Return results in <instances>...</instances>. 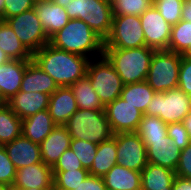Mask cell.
<instances>
[{
  "mask_svg": "<svg viewBox=\"0 0 191 190\" xmlns=\"http://www.w3.org/2000/svg\"><path fill=\"white\" fill-rule=\"evenodd\" d=\"M32 59L55 81L58 87H70L79 79L85 77L91 60L55 48L49 43L35 52Z\"/></svg>",
  "mask_w": 191,
  "mask_h": 190,
  "instance_id": "1",
  "label": "cell"
},
{
  "mask_svg": "<svg viewBox=\"0 0 191 190\" xmlns=\"http://www.w3.org/2000/svg\"><path fill=\"white\" fill-rule=\"evenodd\" d=\"M55 48L91 59V55H103L104 40L83 20L70 19L68 23L49 38Z\"/></svg>",
  "mask_w": 191,
  "mask_h": 190,
  "instance_id": "2",
  "label": "cell"
},
{
  "mask_svg": "<svg viewBox=\"0 0 191 190\" xmlns=\"http://www.w3.org/2000/svg\"><path fill=\"white\" fill-rule=\"evenodd\" d=\"M155 51L148 46L132 49L104 48L103 55L126 85L146 80Z\"/></svg>",
  "mask_w": 191,
  "mask_h": 190,
  "instance_id": "3",
  "label": "cell"
},
{
  "mask_svg": "<svg viewBox=\"0 0 191 190\" xmlns=\"http://www.w3.org/2000/svg\"><path fill=\"white\" fill-rule=\"evenodd\" d=\"M64 126L72 139H82L97 145L113 136L104 110L78 109Z\"/></svg>",
  "mask_w": 191,
  "mask_h": 190,
  "instance_id": "4",
  "label": "cell"
},
{
  "mask_svg": "<svg viewBox=\"0 0 191 190\" xmlns=\"http://www.w3.org/2000/svg\"><path fill=\"white\" fill-rule=\"evenodd\" d=\"M181 54L169 50L155 51L146 82L157 93L178 88Z\"/></svg>",
  "mask_w": 191,
  "mask_h": 190,
  "instance_id": "5",
  "label": "cell"
},
{
  "mask_svg": "<svg viewBox=\"0 0 191 190\" xmlns=\"http://www.w3.org/2000/svg\"><path fill=\"white\" fill-rule=\"evenodd\" d=\"M92 59L89 61L86 76L101 103L106 106L120 97L124 84L104 55L100 56L98 60H95L94 57Z\"/></svg>",
  "mask_w": 191,
  "mask_h": 190,
  "instance_id": "6",
  "label": "cell"
},
{
  "mask_svg": "<svg viewBox=\"0 0 191 190\" xmlns=\"http://www.w3.org/2000/svg\"><path fill=\"white\" fill-rule=\"evenodd\" d=\"M191 111V96L175 88L155 93L144 115L156 116L166 124L182 122Z\"/></svg>",
  "mask_w": 191,
  "mask_h": 190,
  "instance_id": "7",
  "label": "cell"
},
{
  "mask_svg": "<svg viewBox=\"0 0 191 190\" xmlns=\"http://www.w3.org/2000/svg\"><path fill=\"white\" fill-rule=\"evenodd\" d=\"M146 46L140 16H113L109 36L104 40V48L132 49Z\"/></svg>",
  "mask_w": 191,
  "mask_h": 190,
  "instance_id": "8",
  "label": "cell"
},
{
  "mask_svg": "<svg viewBox=\"0 0 191 190\" xmlns=\"http://www.w3.org/2000/svg\"><path fill=\"white\" fill-rule=\"evenodd\" d=\"M5 21L32 55L49 43L35 8L7 18Z\"/></svg>",
  "mask_w": 191,
  "mask_h": 190,
  "instance_id": "9",
  "label": "cell"
},
{
  "mask_svg": "<svg viewBox=\"0 0 191 190\" xmlns=\"http://www.w3.org/2000/svg\"><path fill=\"white\" fill-rule=\"evenodd\" d=\"M117 160L116 164L130 170L141 172L146 165V146L136 132L116 133Z\"/></svg>",
  "mask_w": 191,
  "mask_h": 190,
  "instance_id": "10",
  "label": "cell"
},
{
  "mask_svg": "<svg viewBox=\"0 0 191 190\" xmlns=\"http://www.w3.org/2000/svg\"><path fill=\"white\" fill-rule=\"evenodd\" d=\"M140 21L144 30L146 46L156 51L169 50L172 26L163 18L154 5L140 16Z\"/></svg>",
  "mask_w": 191,
  "mask_h": 190,
  "instance_id": "11",
  "label": "cell"
},
{
  "mask_svg": "<svg viewBox=\"0 0 191 190\" xmlns=\"http://www.w3.org/2000/svg\"><path fill=\"white\" fill-rule=\"evenodd\" d=\"M113 134L136 132L143 113L118 97L104 108Z\"/></svg>",
  "mask_w": 191,
  "mask_h": 190,
  "instance_id": "12",
  "label": "cell"
},
{
  "mask_svg": "<svg viewBox=\"0 0 191 190\" xmlns=\"http://www.w3.org/2000/svg\"><path fill=\"white\" fill-rule=\"evenodd\" d=\"M12 185L25 189H53L52 167L43 162L22 167L16 171Z\"/></svg>",
  "mask_w": 191,
  "mask_h": 190,
  "instance_id": "13",
  "label": "cell"
},
{
  "mask_svg": "<svg viewBox=\"0 0 191 190\" xmlns=\"http://www.w3.org/2000/svg\"><path fill=\"white\" fill-rule=\"evenodd\" d=\"M143 143L146 146L148 163L176 170L181 149L171 141L168 135L165 136V140L143 141Z\"/></svg>",
  "mask_w": 191,
  "mask_h": 190,
  "instance_id": "14",
  "label": "cell"
},
{
  "mask_svg": "<svg viewBox=\"0 0 191 190\" xmlns=\"http://www.w3.org/2000/svg\"><path fill=\"white\" fill-rule=\"evenodd\" d=\"M4 148L16 170L42 162L40 145L34 143L23 135L17 137L12 142L5 144Z\"/></svg>",
  "mask_w": 191,
  "mask_h": 190,
  "instance_id": "15",
  "label": "cell"
},
{
  "mask_svg": "<svg viewBox=\"0 0 191 190\" xmlns=\"http://www.w3.org/2000/svg\"><path fill=\"white\" fill-rule=\"evenodd\" d=\"M71 136L64 125H56L39 144L42 162L53 167L63 152L70 148Z\"/></svg>",
  "mask_w": 191,
  "mask_h": 190,
  "instance_id": "16",
  "label": "cell"
},
{
  "mask_svg": "<svg viewBox=\"0 0 191 190\" xmlns=\"http://www.w3.org/2000/svg\"><path fill=\"white\" fill-rule=\"evenodd\" d=\"M30 61L11 59L0 66V94L6 101L20 91L24 72Z\"/></svg>",
  "mask_w": 191,
  "mask_h": 190,
  "instance_id": "17",
  "label": "cell"
},
{
  "mask_svg": "<svg viewBox=\"0 0 191 190\" xmlns=\"http://www.w3.org/2000/svg\"><path fill=\"white\" fill-rule=\"evenodd\" d=\"M47 110L56 125H64L78 110L72 89L70 87H58L50 95Z\"/></svg>",
  "mask_w": 191,
  "mask_h": 190,
  "instance_id": "18",
  "label": "cell"
},
{
  "mask_svg": "<svg viewBox=\"0 0 191 190\" xmlns=\"http://www.w3.org/2000/svg\"><path fill=\"white\" fill-rule=\"evenodd\" d=\"M50 95L40 92H22L19 91L9 101L7 105L20 118L25 119L39 111L47 110Z\"/></svg>",
  "mask_w": 191,
  "mask_h": 190,
  "instance_id": "19",
  "label": "cell"
},
{
  "mask_svg": "<svg viewBox=\"0 0 191 190\" xmlns=\"http://www.w3.org/2000/svg\"><path fill=\"white\" fill-rule=\"evenodd\" d=\"M34 8L48 38L61 30L70 20L66 9L51 0L37 2Z\"/></svg>",
  "mask_w": 191,
  "mask_h": 190,
  "instance_id": "20",
  "label": "cell"
},
{
  "mask_svg": "<svg viewBox=\"0 0 191 190\" xmlns=\"http://www.w3.org/2000/svg\"><path fill=\"white\" fill-rule=\"evenodd\" d=\"M57 89L55 81L32 59L26 66L20 91L52 95Z\"/></svg>",
  "mask_w": 191,
  "mask_h": 190,
  "instance_id": "21",
  "label": "cell"
},
{
  "mask_svg": "<svg viewBox=\"0 0 191 190\" xmlns=\"http://www.w3.org/2000/svg\"><path fill=\"white\" fill-rule=\"evenodd\" d=\"M106 190H141V172L115 164L103 177Z\"/></svg>",
  "mask_w": 191,
  "mask_h": 190,
  "instance_id": "22",
  "label": "cell"
},
{
  "mask_svg": "<svg viewBox=\"0 0 191 190\" xmlns=\"http://www.w3.org/2000/svg\"><path fill=\"white\" fill-rule=\"evenodd\" d=\"M55 126L48 110L39 111L22 120V135L34 143L40 144Z\"/></svg>",
  "mask_w": 191,
  "mask_h": 190,
  "instance_id": "23",
  "label": "cell"
},
{
  "mask_svg": "<svg viewBox=\"0 0 191 190\" xmlns=\"http://www.w3.org/2000/svg\"><path fill=\"white\" fill-rule=\"evenodd\" d=\"M175 171L148 163L141 171V190H172Z\"/></svg>",
  "mask_w": 191,
  "mask_h": 190,
  "instance_id": "24",
  "label": "cell"
},
{
  "mask_svg": "<svg viewBox=\"0 0 191 190\" xmlns=\"http://www.w3.org/2000/svg\"><path fill=\"white\" fill-rule=\"evenodd\" d=\"M116 138L101 142L98 145L96 156L89 170V175L103 177L116 164L117 160Z\"/></svg>",
  "mask_w": 191,
  "mask_h": 190,
  "instance_id": "25",
  "label": "cell"
},
{
  "mask_svg": "<svg viewBox=\"0 0 191 190\" xmlns=\"http://www.w3.org/2000/svg\"><path fill=\"white\" fill-rule=\"evenodd\" d=\"M0 49L10 60H32V54L23 46L13 29L4 20H0Z\"/></svg>",
  "mask_w": 191,
  "mask_h": 190,
  "instance_id": "26",
  "label": "cell"
},
{
  "mask_svg": "<svg viewBox=\"0 0 191 190\" xmlns=\"http://www.w3.org/2000/svg\"><path fill=\"white\" fill-rule=\"evenodd\" d=\"M155 93L146 81H142L124 85L120 98L145 114Z\"/></svg>",
  "mask_w": 191,
  "mask_h": 190,
  "instance_id": "27",
  "label": "cell"
},
{
  "mask_svg": "<svg viewBox=\"0 0 191 190\" xmlns=\"http://www.w3.org/2000/svg\"><path fill=\"white\" fill-rule=\"evenodd\" d=\"M70 88L73 91L78 109L104 110L105 106L101 103L87 76L79 79Z\"/></svg>",
  "mask_w": 191,
  "mask_h": 190,
  "instance_id": "28",
  "label": "cell"
},
{
  "mask_svg": "<svg viewBox=\"0 0 191 190\" xmlns=\"http://www.w3.org/2000/svg\"><path fill=\"white\" fill-rule=\"evenodd\" d=\"M112 8L108 3H100V8H94L83 20L91 29L105 40L112 28Z\"/></svg>",
  "mask_w": 191,
  "mask_h": 190,
  "instance_id": "29",
  "label": "cell"
},
{
  "mask_svg": "<svg viewBox=\"0 0 191 190\" xmlns=\"http://www.w3.org/2000/svg\"><path fill=\"white\" fill-rule=\"evenodd\" d=\"M22 135V119L8 105L0 109V146Z\"/></svg>",
  "mask_w": 191,
  "mask_h": 190,
  "instance_id": "30",
  "label": "cell"
},
{
  "mask_svg": "<svg viewBox=\"0 0 191 190\" xmlns=\"http://www.w3.org/2000/svg\"><path fill=\"white\" fill-rule=\"evenodd\" d=\"M136 133L142 141L165 140V136H167V124L156 116L143 115Z\"/></svg>",
  "mask_w": 191,
  "mask_h": 190,
  "instance_id": "31",
  "label": "cell"
},
{
  "mask_svg": "<svg viewBox=\"0 0 191 190\" xmlns=\"http://www.w3.org/2000/svg\"><path fill=\"white\" fill-rule=\"evenodd\" d=\"M53 190H74L88 175L87 169L52 171Z\"/></svg>",
  "mask_w": 191,
  "mask_h": 190,
  "instance_id": "32",
  "label": "cell"
},
{
  "mask_svg": "<svg viewBox=\"0 0 191 190\" xmlns=\"http://www.w3.org/2000/svg\"><path fill=\"white\" fill-rule=\"evenodd\" d=\"M191 43V22L180 20L171 27L169 51L182 53Z\"/></svg>",
  "mask_w": 191,
  "mask_h": 190,
  "instance_id": "33",
  "label": "cell"
},
{
  "mask_svg": "<svg viewBox=\"0 0 191 190\" xmlns=\"http://www.w3.org/2000/svg\"><path fill=\"white\" fill-rule=\"evenodd\" d=\"M70 148L82 163L83 168L89 171L96 156L98 145L82 139H72Z\"/></svg>",
  "mask_w": 191,
  "mask_h": 190,
  "instance_id": "34",
  "label": "cell"
},
{
  "mask_svg": "<svg viewBox=\"0 0 191 190\" xmlns=\"http://www.w3.org/2000/svg\"><path fill=\"white\" fill-rule=\"evenodd\" d=\"M152 2L155 8L171 26L177 24L182 19L184 0H163Z\"/></svg>",
  "mask_w": 191,
  "mask_h": 190,
  "instance_id": "35",
  "label": "cell"
},
{
  "mask_svg": "<svg viewBox=\"0 0 191 190\" xmlns=\"http://www.w3.org/2000/svg\"><path fill=\"white\" fill-rule=\"evenodd\" d=\"M152 5V0H120L112 7V13L113 16H141Z\"/></svg>",
  "mask_w": 191,
  "mask_h": 190,
  "instance_id": "36",
  "label": "cell"
},
{
  "mask_svg": "<svg viewBox=\"0 0 191 190\" xmlns=\"http://www.w3.org/2000/svg\"><path fill=\"white\" fill-rule=\"evenodd\" d=\"M100 3H108L106 0H71L65 7L70 19L84 20L94 8H100Z\"/></svg>",
  "mask_w": 191,
  "mask_h": 190,
  "instance_id": "37",
  "label": "cell"
},
{
  "mask_svg": "<svg viewBox=\"0 0 191 190\" xmlns=\"http://www.w3.org/2000/svg\"><path fill=\"white\" fill-rule=\"evenodd\" d=\"M16 168L9 159L4 146H0V182L12 185L16 175Z\"/></svg>",
  "mask_w": 191,
  "mask_h": 190,
  "instance_id": "38",
  "label": "cell"
},
{
  "mask_svg": "<svg viewBox=\"0 0 191 190\" xmlns=\"http://www.w3.org/2000/svg\"><path fill=\"white\" fill-rule=\"evenodd\" d=\"M167 135L181 150L191 142L189 134L182 122L167 124Z\"/></svg>",
  "mask_w": 191,
  "mask_h": 190,
  "instance_id": "39",
  "label": "cell"
},
{
  "mask_svg": "<svg viewBox=\"0 0 191 190\" xmlns=\"http://www.w3.org/2000/svg\"><path fill=\"white\" fill-rule=\"evenodd\" d=\"M4 11L0 20H6L7 18L19 15L24 11L34 8L35 3L33 0H4Z\"/></svg>",
  "mask_w": 191,
  "mask_h": 190,
  "instance_id": "40",
  "label": "cell"
},
{
  "mask_svg": "<svg viewBox=\"0 0 191 190\" xmlns=\"http://www.w3.org/2000/svg\"><path fill=\"white\" fill-rule=\"evenodd\" d=\"M79 169L84 168L71 148L65 150L55 165L52 167V171H69Z\"/></svg>",
  "mask_w": 191,
  "mask_h": 190,
  "instance_id": "41",
  "label": "cell"
},
{
  "mask_svg": "<svg viewBox=\"0 0 191 190\" xmlns=\"http://www.w3.org/2000/svg\"><path fill=\"white\" fill-rule=\"evenodd\" d=\"M178 88L191 96V59L183 56L180 62Z\"/></svg>",
  "mask_w": 191,
  "mask_h": 190,
  "instance_id": "42",
  "label": "cell"
},
{
  "mask_svg": "<svg viewBox=\"0 0 191 190\" xmlns=\"http://www.w3.org/2000/svg\"><path fill=\"white\" fill-rule=\"evenodd\" d=\"M175 173L179 177L191 180V142L181 150Z\"/></svg>",
  "mask_w": 191,
  "mask_h": 190,
  "instance_id": "43",
  "label": "cell"
},
{
  "mask_svg": "<svg viewBox=\"0 0 191 190\" xmlns=\"http://www.w3.org/2000/svg\"><path fill=\"white\" fill-rule=\"evenodd\" d=\"M74 190H106L102 177L88 175Z\"/></svg>",
  "mask_w": 191,
  "mask_h": 190,
  "instance_id": "44",
  "label": "cell"
},
{
  "mask_svg": "<svg viewBox=\"0 0 191 190\" xmlns=\"http://www.w3.org/2000/svg\"><path fill=\"white\" fill-rule=\"evenodd\" d=\"M172 190H191V180L176 175Z\"/></svg>",
  "mask_w": 191,
  "mask_h": 190,
  "instance_id": "45",
  "label": "cell"
},
{
  "mask_svg": "<svg viewBox=\"0 0 191 190\" xmlns=\"http://www.w3.org/2000/svg\"><path fill=\"white\" fill-rule=\"evenodd\" d=\"M182 20L191 22V0H184L182 9Z\"/></svg>",
  "mask_w": 191,
  "mask_h": 190,
  "instance_id": "46",
  "label": "cell"
},
{
  "mask_svg": "<svg viewBox=\"0 0 191 190\" xmlns=\"http://www.w3.org/2000/svg\"><path fill=\"white\" fill-rule=\"evenodd\" d=\"M184 128L189 134L191 140V111L186 115V117L182 121Z\"/></svg>",
  "mask_w": 191,
  "mask_h": 190,
  "instance_id": "47",
  "label": "cell"
},
{
  "mask_svg": "<svg viewBox=\"0 0 191 190\" xmlns=\"http://www.w3.org/2000/svg\"><path fill=\"white\" fill-rule=\"evenodd\" d=\"M10 59L8 56L3 52V50L0 49V66L6 62H8Z\"/></svg>",
  "mask_w": 191,
  "mask_h": 190,
  "instance_id": "48",
  "label": "cell"
},
{
  "mask_svg": "<svg viewBox=\"0 0 191 190\" xmlns=\"http://www.w3.org/2000/svg\"><path fill=\"white\" fill-rule=\"evenodd\" d=\"M181 56L191 59V43L190 45L181 53Z\"/></svg>",
  "mask_w": 191,
  "mask_h": 190,
  "instance_id": "49",
  "label": "cell"
},
{
  "mask_svg": "<svg viewBox=\"0 0 191 190\" xmlns=\"http://www.w3.org/2000/svg\"><path fill=\"white\" fill-rule=\"evenodd\" d=\"M53 3L60 5L62 7H66L71 0H51Z\"/></svg>",
  "mask_w": 191,
  "mask_h": 190,
  "instance_id": "50",
  "label": "cell"
},
{
  "mask_svg": "<svg viewBox=\"0 0 191 190\" xmlns=\"http://www.w3.org/2000/svg\"><path fill=\"white\" fill-rule=\"evenodd\" d=\"M5 105H7V101L0 94V109L3 108Z\"/></svg>",
  "mask_w": 191,
  "mask_h": 190,
  "instance_id": "51",
  "label": "cell"
},
{
  "mask_svg": "<svg viewBox=\"0 0 191 190\" xmlns=\"http://www.w3.org/2000/svg\"><path fill=\"white\" fill-rule=\"evenodd\" d=\"M4 0H0V17L3 15L4 11Z\"/></svg>",
  "mask_w": 191,
  "mask_h": 190,
  "instance_id": "52",
  "label": "cell"
},
{
  "mask_svg": "<svg viewBox=\"0 0 191 190\" xmlns=\"http://www.w3.org/2000/svg\"><path fill=\"white\" fill-rule=\"evenodd\" d=\"M108 2V4L110 5V7L112 8L115 4H117V2H119L120 0H106Z\"/></svg>",
  "mask_w": 191,
  "mask_h": 190,
  "instance_id": "53",
  "label": "cell"
},
{
  "mask_svg": "<svg viewBox=\"0 0 191 190\" xmlns=\"http://www.w3.org/2000/svg\"><path fill=\"white\" fill-rule=\"evenodd\" d=\"M8 186L9 185L0 182V190H7Z\"/></svg>",
  "mask_w": 191,
  "mask_h": 190,
  "instance_id": "54",
  "label": "cell"
},
{
  "mask_svg": "<svg viewBox=\"0 0 191 190\" xmlns=\"http://www.w3.org/2000/svg\"><path fill=\"white\" fill-rule=\"evenodd\" d=\"M7 190H21V188H18V187L13 186V185H9Z\"/></svg>",
  "mask_w": 191,
  "mask_h": 190,
  "instance_id": "55",
  "label": "cell"
},
{
  "mask_svg": "<svg viewBox=\"0 0 191 190\" xmlns=\"http://www.w3.org/2000/svg\"><path fill=\"white\" fill-rule=\"evenodd\" d=\"M21 190H53V189H40V188H29V189H25V188H21Z\"/></svg>",
  "mask_w": 191,
  "mask_h": 190,
  "instance_id": "56",
  "label": "cell"
},
{
  "mask_svg": "<svg viewBox=\"0 0 191 190\" xmlns=\"http://www.w3.org/2000/svg\"><path fill=\"white\" fill-rule=\"evenodd\" d=\"M41 1H45V0H33L34 3L41 2Z\"/></svg>",
  "mask_w": 191,
  "mask_h": 190,
  "instance_id": "57",
  "label": "cell"
}]
</instances>
